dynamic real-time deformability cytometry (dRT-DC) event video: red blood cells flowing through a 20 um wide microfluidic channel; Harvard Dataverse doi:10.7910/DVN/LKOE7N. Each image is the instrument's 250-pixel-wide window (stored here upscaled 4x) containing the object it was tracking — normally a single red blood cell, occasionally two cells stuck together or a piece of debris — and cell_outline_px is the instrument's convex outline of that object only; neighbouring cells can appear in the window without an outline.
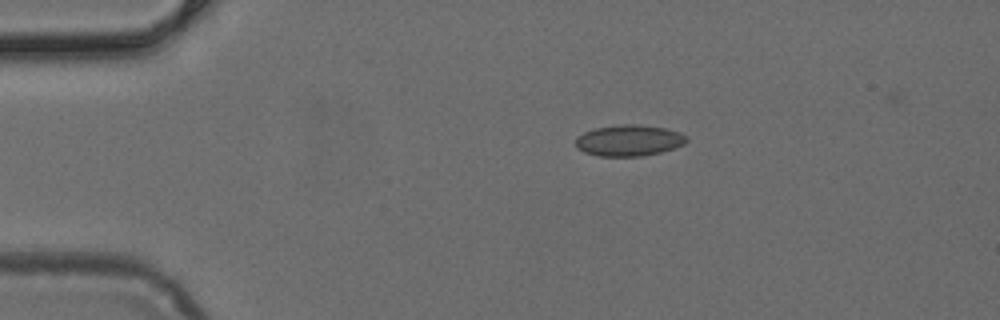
{"species": "common noctule bat (a hibernating species)", "species_latin": "Nyctalus noctula", "temperature_condition": "cold", "stored_images_in_passage": 4, "camera_frame_rate_fps": 3000, "um_per_image_px": 0.085, "animal": {"sex": "female", "body_mass_g": 24.6, "forearm_length_mm": 56.2}, "frame": {"image": 1, "passage_image": 1, "time_ms": 0.0, "image_size_px": [1000, 320], "cell_outline_px": [[688, 140], [684, 144], [676, 148], [660, 152], [640, 156], [600, 156], [584, 152], [576, 148], [576, 136], [584, 132], [596, 128], [620, 124], [640, 124], [664, 128], [680, 132], [688, 136]], "centroid_in_image_um": [53.48, 11.93], "position_along_channel_um": 31.5, "area_um2": 20.29}}
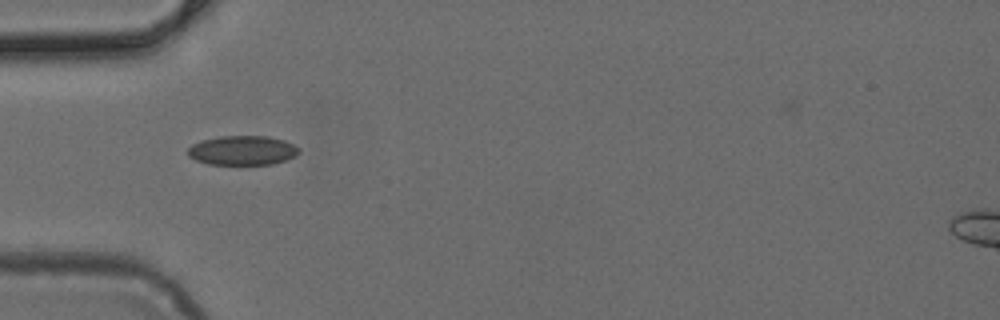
{"frame": {"image": 2, "passage_image": 3, "time_ms": 0.667, "image_size_px": [1000, 320], "cell_outline_px": [[300, 152], [296, 156], [288, 160], [272, 164], [208, 164], [196, 160], [188, 156], [188, 148], [192, 144], [204, 140], [220, 136], [268, 136], [284, 140], [300, 148]], "centroid_in_image_um": [20.65, 12.78], "position_along_channel_um": 64.4, "area_um2": 19.07}}
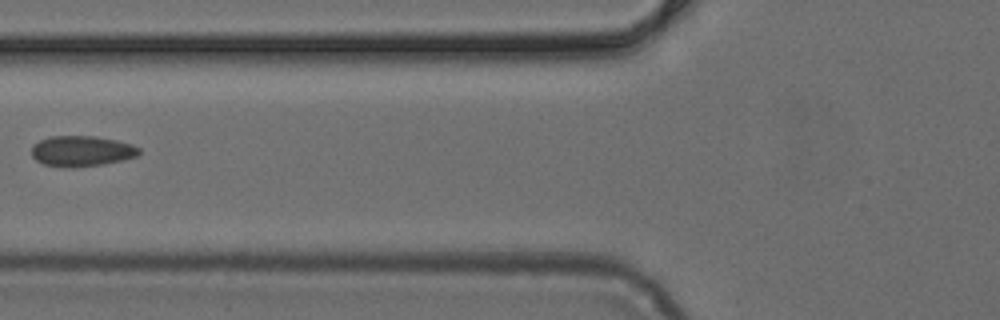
{"frame": {"image": 3, "passage_image": 4, "time_ms": 1.0, "image_size_px": [1000, 320], "cell_outline_px": [[140, 152], [136, 156], [124, 160], [104, 164], [72, 168], [64, 168], [44, 164], [36, 160], [32, 156], [32, 144], [40, 140], [52, 136], [96, 136], [116, 140], [132, 144], [140, 148]], "centroid_in_image_um": [6.94, 12.85], "position_along_channel_um": 118.9, "area_um2": 19.36}}